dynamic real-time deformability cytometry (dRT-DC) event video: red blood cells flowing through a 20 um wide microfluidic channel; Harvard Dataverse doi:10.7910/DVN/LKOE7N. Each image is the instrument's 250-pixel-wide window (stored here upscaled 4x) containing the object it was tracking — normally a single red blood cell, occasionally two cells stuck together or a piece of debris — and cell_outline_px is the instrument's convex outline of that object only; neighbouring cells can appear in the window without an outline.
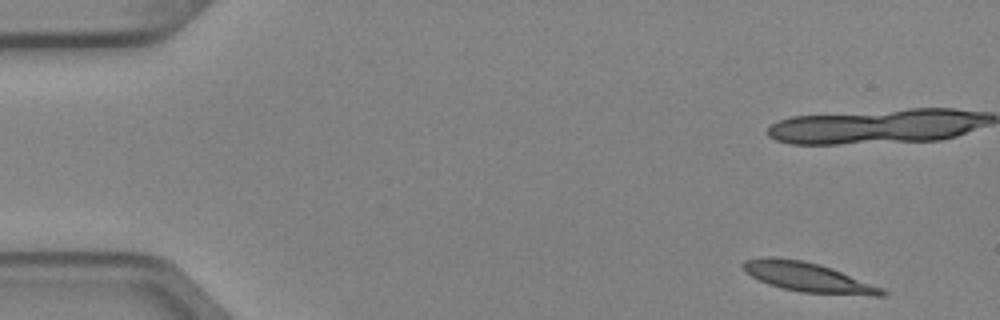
{"species": "Egyptian fruit bat (a non-hibernating species)", "species_latin": "Rousettus aegyptiacus", "temperature_condition": "cold", "stored_images_in_passage": 5, "camera_frame_rate_fps": 3000, "um_per_image_px": 0.085, "animal": {"sex": "female"}, "frame": {"image": 1, "passage_image": 1, "time_ms": 0.0, "image_size_px": [1000, 320], "cell_outline_px": [[888, 296], [872, 296], [800, 292], [780, 288], [768, 284], [744, 272], [740, 264], [744, 260], [760, 256], [772, 256], [800, 260], [820, 264], [832, 268], [884, 288], [888, 292]], "centroid_in_image_um": [68.67, 23.56], "position_along_channel_um": 16.3, "area_um2": 24.28}}
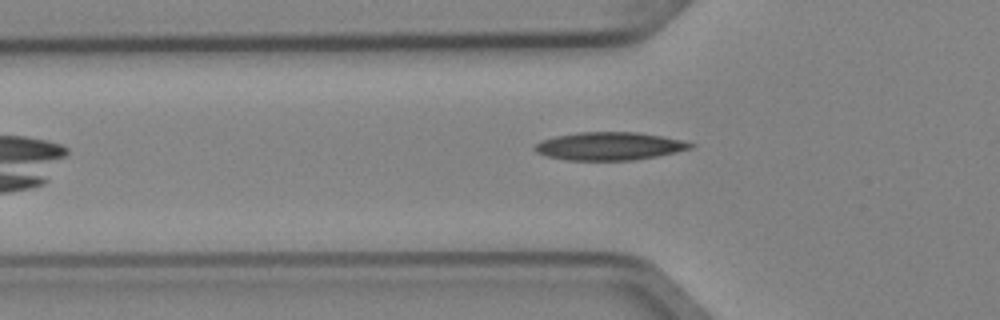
{"frame": {"image": 2, "passage_image": 5, "time_ms": 1.333, "image_size_px": [1000, 320], "cell_outline_px": [[696, 144], [692, 148], [676, 152], [656, 156], [632, 160], [568, 160], [548, 156], [536, 152], [532, 148], [540, 140], [556, 136], [580, 132], [636, 132], [684, 140]], "centroid_in_image_um": [51.8, 12.42], "position_along_channel_um": 74.0, "area_um2": 25.32}}